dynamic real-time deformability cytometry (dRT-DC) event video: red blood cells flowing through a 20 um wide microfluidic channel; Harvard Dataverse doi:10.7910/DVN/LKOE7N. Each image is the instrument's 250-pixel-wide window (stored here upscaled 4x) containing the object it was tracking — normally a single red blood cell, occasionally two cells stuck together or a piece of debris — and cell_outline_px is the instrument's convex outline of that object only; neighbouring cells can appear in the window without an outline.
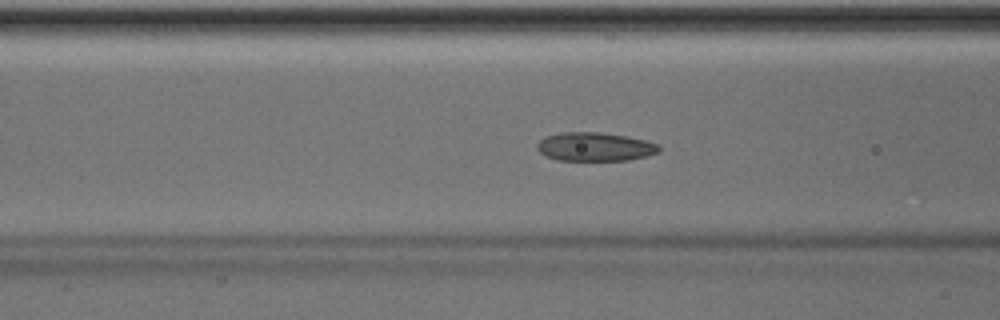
{"species": "Egyptian fruit bat (a non-hibernating species)", "species_latin": "Rousettus aegyptiacus", "temperature_condition": "room temperature", "stored_images_in_passage": 50, "camera_frame_rate_fps": 3000, "um_per_image_px": 0.085, "animal": {"sex": "male"}, "frame": {"image": 1, "passage_image": 20, "time_ms": 6.333, "image_size_px": [1000, 320], "cell_outline_px": [[660, 152], [648, 156], [628, 160], [556, 160], [544, 156], [536, 148], [536, 144], [544, 136], [564, 132], [600, 132], [628, 136], [660, 144]], "centroid_in_image_um": [50.57, 12.47], "position_along_channel_um": 116.0, "area_um2": 20.63}}
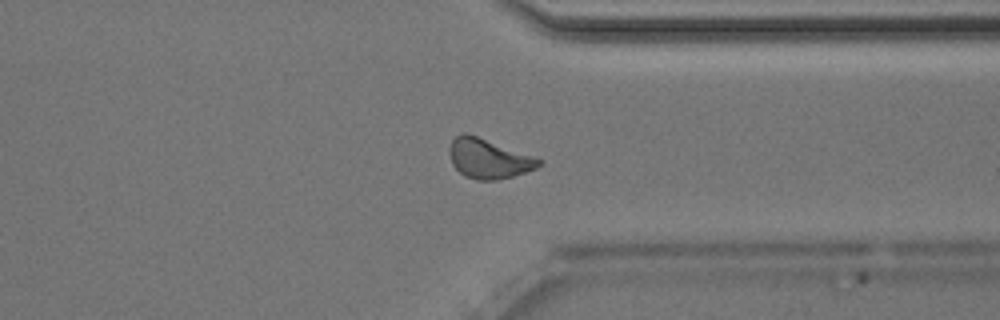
{"frame": {"image": 2, "passage_image": 39, "time_ms": 12.667, "image_size_px": [1000, 320], "cell_outline_px": [[544, 164], [536, 168], [512, 176], [496, 180], [476, 180], [464, 176], [452, 164], [448, 152], [448, 148], [452, 140], [456, 136], [464, 132], [536, 156], [544, 160]], "centroid_in_image_um": [41.55, 13.48], "position_along_channel_um": 369.9, "area_um2": 20.81}}
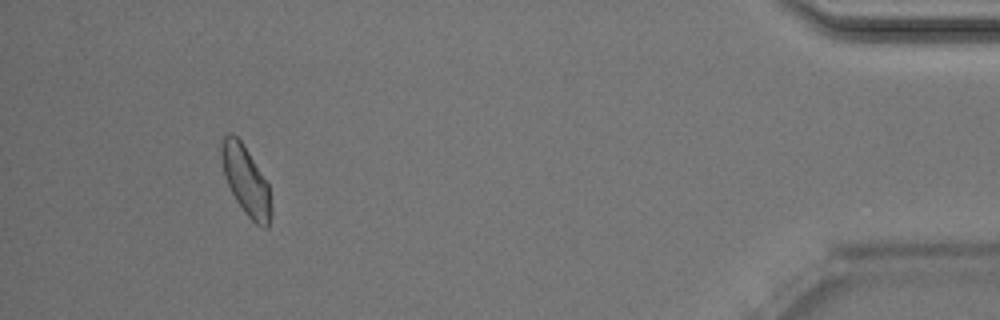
{"frame": {"image": 3, "passage_image": 47, "time_ms": 15.333, "image_size_px": [1000, 320], "cell_outline_px": [[272, 216], [268, 228], [264, 228], [256, 224], [244, 212], [236, 200], [224, 176], [220, 156], [220, 144], [224, 136], [228, 132], [232, 132], [244, 144], [268, 184], [272, 208]], "centroid_in_image_um": [20.9, 15.34], "position_along_channel_um": 414.3, "area_um2": 20.17}, "authors_computed_cell_mechanics": {"area_um2": 20.4901, "velocity_mm_per_s": 4.022, "shape_relaxation_time_tau1_ms": 3.7694, "shape_relaxation_time_tau2_ms": 3.1098, "deformation_change_tau1": 0.0934, "deformation_change_tau2": 0.0697}}